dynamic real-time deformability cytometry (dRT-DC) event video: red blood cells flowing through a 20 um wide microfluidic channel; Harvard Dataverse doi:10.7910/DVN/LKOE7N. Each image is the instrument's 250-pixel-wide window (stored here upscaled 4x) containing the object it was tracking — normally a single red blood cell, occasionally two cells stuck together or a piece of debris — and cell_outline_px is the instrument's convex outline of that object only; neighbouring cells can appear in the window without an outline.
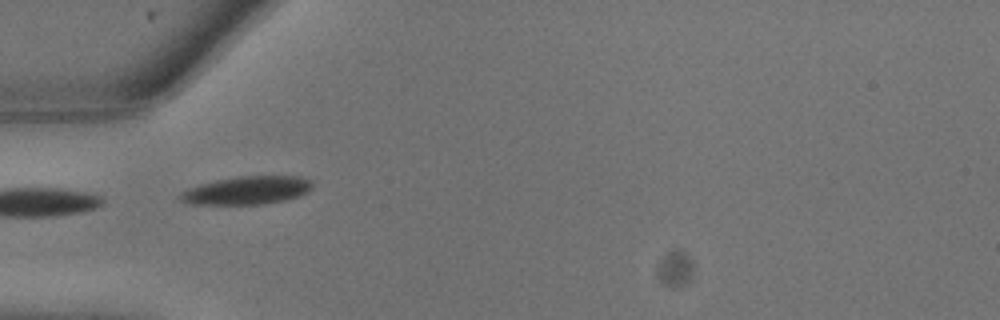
{"species": "common noctule bat (a hibernating species)", "species_latin": "Nyctalus noctula", "temperature_condition": "warm", "stored_images_in_passage": 9, "camera_frame_rate_fps": 3000, "um_per_image_px": 0.085, "animal": {"sex": "male", "body_mass_g": 13.3}, "frame": {"image": 1, "passage_image": 2, "time_ms": 0.333, "image_size_px": [1000, 320], "cell_outline_px": [[312, 188], [308, 192], [300, 196], [284, 200], [264, 204], [188, 204], [180, 200], [180, 196], [188, 188], [200, 184], [216, 180], [236, 176], [300, 176], [312, 180]], "centroid_in_image_um": [21.04, 16.17], "position_along_channel_um": 64.0, "area_um2": 21.68}}
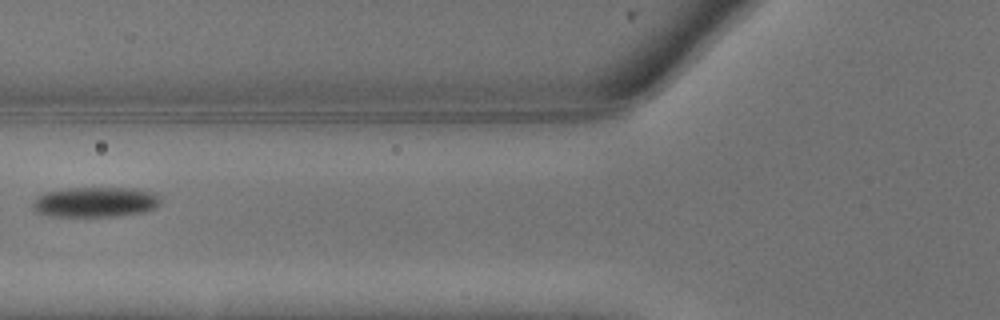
{"frame": {"image": 2, "passage_image": 4, "time_ms": 1.0, "image_size_px": [1000, 320], "cell_outline_px": [[160, 204], [156, 208], [144, 212], [116, 216], [48, 216], [36, 212], [32, 204], [36, 196], [44, 192], [64, 188], [132, 188], [152, 192], [160, 196]], "centroid_in_image_um": [8.09, 17.17], "position_along_channel_um": 117.7, "area_um2": 22.66}}
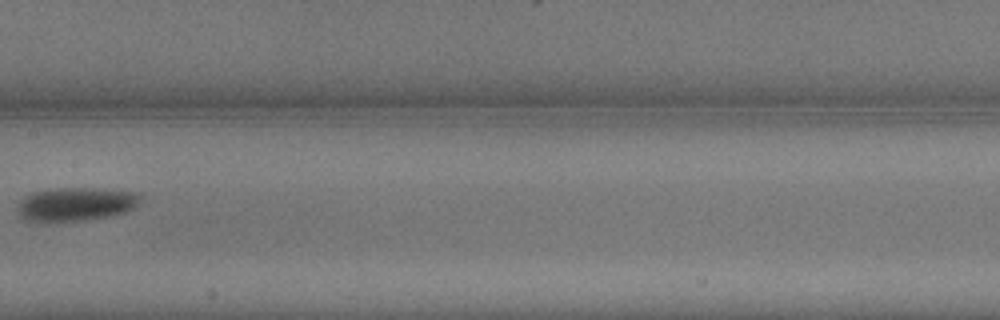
{"frame": {"image": 3, "passage_image": 7, "time_ms": 2.0, "image_size_px": [1000, 320], "cell_outline_px": [[140, 200], [132, 208], [124, 212], [108, 216], [80, 220], [28, 220], [20, 216], [20, 200], [24, 196], [32, 192], [56, 188], [96, 188], [132, 192], [140, 196]], "centroid_in_image_um": [6.44, 17.32], "position_along_channel_um": 201.0, "area_um2": 23.18}}